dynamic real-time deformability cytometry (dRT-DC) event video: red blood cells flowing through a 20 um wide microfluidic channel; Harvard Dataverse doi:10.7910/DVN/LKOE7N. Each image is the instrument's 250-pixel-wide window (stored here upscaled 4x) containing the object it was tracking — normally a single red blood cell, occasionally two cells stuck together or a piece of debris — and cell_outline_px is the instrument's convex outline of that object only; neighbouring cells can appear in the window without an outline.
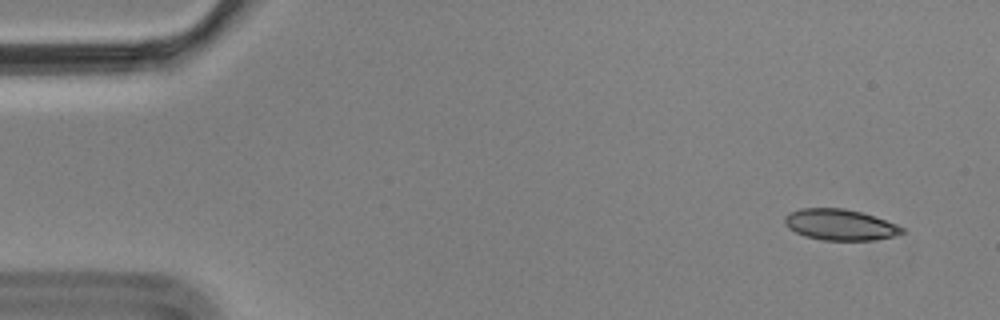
{"species": "Egyptian fruit bat (a non-hibernating species)", "species_latin": "Rousettus aegyptiacus", "temperature_condition": "cold", "stored_images_in_passage": 4, "camera_frame_rate_fps": 3000, "um_per_image_px": 0.085, "animal": {"sex": "male"}, "frame": {"image": 1, "passage_image": 1, "time_ms": 0.0, "image_size_px": [1000, 320], "cell_outline_px": [[904, 232], [892, 236], [872, 240], [820, 240], [804, 236], [788, 228], [784, 224], [784, 216], [788, 212], [800, 208], [844, 208], [860, 212], [896, 224], [904, 228]], "centroid_in_image_um": [71.33, 19.1], "position_along_channel_um": 13.7, "area_um2": 21.15}}